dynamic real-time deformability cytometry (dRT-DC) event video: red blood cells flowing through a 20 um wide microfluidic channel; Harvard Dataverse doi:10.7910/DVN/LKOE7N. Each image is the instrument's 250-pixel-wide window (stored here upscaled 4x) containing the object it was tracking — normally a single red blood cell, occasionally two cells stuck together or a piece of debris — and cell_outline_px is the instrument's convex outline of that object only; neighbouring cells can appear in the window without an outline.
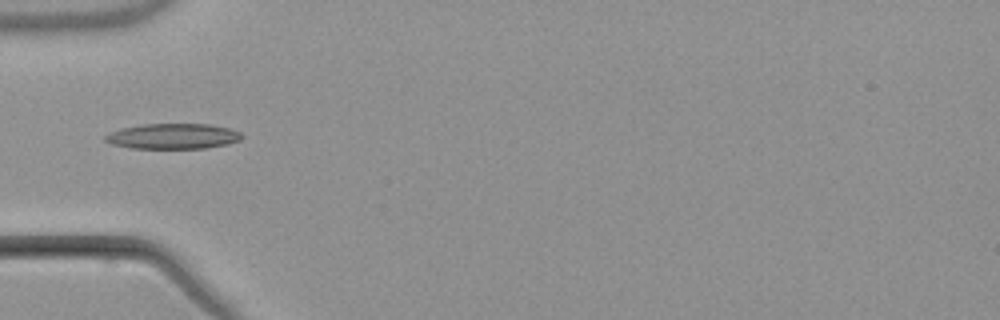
{"species": "common noctule bat (a hibernating species)", "species_latin": "Nyctalus noctula", "temperature_condition": "warm", "stored_images_in_passage": 4, "camera_frame_rate_fps": 3000, "um_per_image_px": 0.085, "animal": {"sex": "male", "body_mass_g": 21.5, "forearm_length_mm": 52.0}, "frame": {"image": 1, "passage_image": 2, "time_ms": 1.333, "image_size_px": [1000, 320], "cell_outline_px": [[244, 136], [240, 140], [228, 144], [204, 148], [132, 148], [112, 144], [104, 140], [104, 136], [120, 128], [144, 124], [208, 124], [228, 128], [240, 132]], "centroid_in_image_um": [14.71, 11.58], "position_along_channel_um": 70.3, "area_um2": 20.11}}
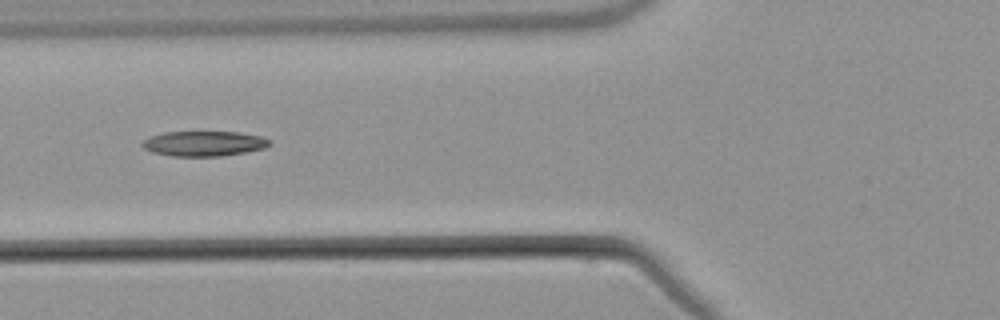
{"frame": {"image": 2, "passage_image": 3, "time_ms": 2.333, "image_size_px": [1000, 320], "cell_outline_px": [[272, 144], [264, 148], [244, 152], [220, 156], [172, 156], [152, 152], [144, 148], [140, 144], [148, 136], [164, 132], [240, 132], [260, 136], [268, 140]], "centroid_in_image_um": [17.29, 12.2], "position_along_channel_um": 108.5, "area_um2": 18.55}}
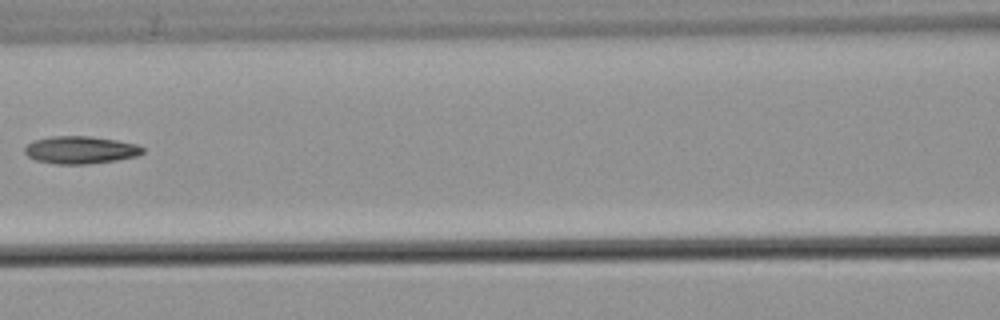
{"frame": {"image": 3, "passage_image": 4, "time_ms": 3.667, "image_size_px": [1000, 320], "cell_outline_px": [[144, 152], [136, 156], [116, 160], [88, 164], [56, 164], [36, 160], [28, 156], [24, 152], [24, 148], [32, 140], [48, 136], [92, 136], [116, 140], [136, 144], [144, 148]], "centroid_in_image_um": [6.81, 12.74], "position_along_channel_um": 159.8, "area_um2": 19.02}}